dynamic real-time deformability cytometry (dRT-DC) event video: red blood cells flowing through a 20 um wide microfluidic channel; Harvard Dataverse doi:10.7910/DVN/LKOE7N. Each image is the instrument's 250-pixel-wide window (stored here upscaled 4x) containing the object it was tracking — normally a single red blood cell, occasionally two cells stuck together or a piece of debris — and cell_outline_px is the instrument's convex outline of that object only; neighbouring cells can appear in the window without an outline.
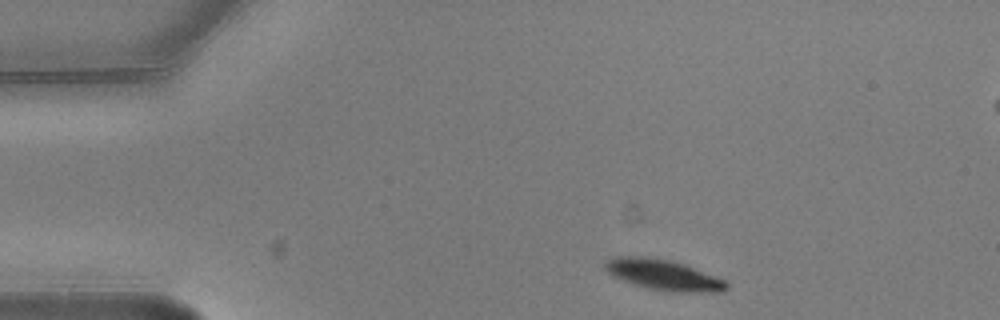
{"species": "common noctule bat (a hibernating species)", "species_latin": "Nyctalus noctula", "temperature_condition": "warm", "stored_images_in_passage": 4, "camera_frame_rate_fps": 3000, "um_per_image_px": 0.085, "animal": {"sex": "male", "body_mass_g": 20.5, "forearm_length_mm": 52.5}, "frame": {"image": 1, "passage_image": 1, "time_ms": 0.0, "image_size_px": [1000, 320], "cell_outline_px": [[728, 288], [720, 292], [672, 292], [648, 288], [612, 276], [604, 268], [604, 264], [608, 260], [620, 256], [644, 256], [668, 260], [684, 264], [724, 280], [728, 284]], "centroid_in_image_um": [56.39, 23.37], "position_along_channel_um": 28.6, "area_um2": 21.27}}